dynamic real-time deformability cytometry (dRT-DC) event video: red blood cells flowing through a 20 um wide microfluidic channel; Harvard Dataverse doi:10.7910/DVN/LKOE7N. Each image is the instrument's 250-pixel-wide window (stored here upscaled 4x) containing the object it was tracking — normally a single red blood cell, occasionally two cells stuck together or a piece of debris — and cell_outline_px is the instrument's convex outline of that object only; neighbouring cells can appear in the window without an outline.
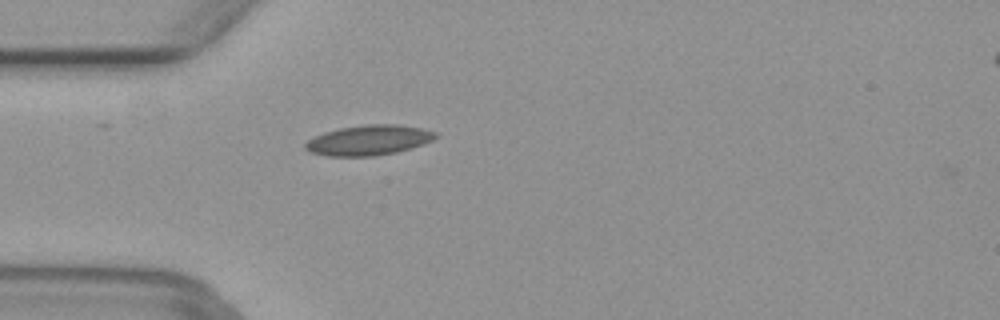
{"species": "common noctule bat (a hibernating species)", "species_latin": "Nyctalus noctula", "temperature_condition": "warm", "stored_images_in_passage": 5, "camera_frame_rate_fps": 3000, "um_per_image_px": 0.085, "animal": {"sex": "female", "body_mass_g": 29.2, "forearm_length_mm": 56.3}, "frame": {"image": 1, "passage_image": 1, "time_ms": 0.0, "image_size_px": [1000, 320], "cell_outline_px": [[440, 136], [424, 144], [412, 148], [396, 152], [372, 156], [328, 156], [308, 152], [304, 148], [304, 144], [308, 140], [324, 132], [340, 128], [368, 124], [396, 124], [420, 128], [436, 132]], "centroid_in_image_um": [31.34, 11.92], "position_along_channel_um": 53.7, "area_um2": 22.89}}